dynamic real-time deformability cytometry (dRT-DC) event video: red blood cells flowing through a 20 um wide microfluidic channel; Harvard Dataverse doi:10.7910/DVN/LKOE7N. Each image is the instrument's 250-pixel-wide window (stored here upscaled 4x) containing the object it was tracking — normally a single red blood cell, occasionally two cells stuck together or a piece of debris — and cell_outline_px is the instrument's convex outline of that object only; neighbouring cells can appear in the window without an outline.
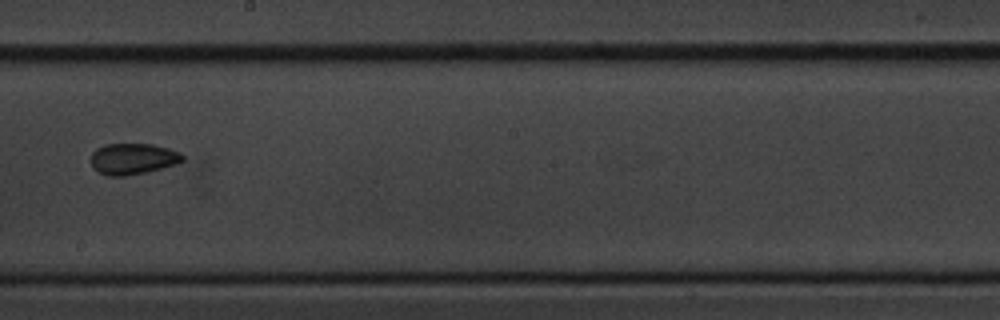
{"species": "common noctule bat (a hibernating species)", "species_latin": "Nyctalus noctula", "temperature_condition": "cold", "stored_images_in_passage": 10, "camera_frame_rate_fps": 3000, "um_per_image_px": 0.085, "animal": {"sex": "male", "body_mass_g": 20.1, "forearm_length_mm": 53.5}, "frame": {"image": 1, "passage_image": 10, "time_ms": 11.667, "image_size_px": [1000, 320], "cell_outline_px": [[184, 160], [176, 164], [144, 172], [124, 176], [108, 176], [92, 168], [92, 152], [96, 148], [104, 144], [152, 144], [168, 148], [180, 152], [184, 156]], "centroid_in_image_um": [11.29, 13.49], "position_along_channel_um": 236.9, "area_um2": 16.53}}